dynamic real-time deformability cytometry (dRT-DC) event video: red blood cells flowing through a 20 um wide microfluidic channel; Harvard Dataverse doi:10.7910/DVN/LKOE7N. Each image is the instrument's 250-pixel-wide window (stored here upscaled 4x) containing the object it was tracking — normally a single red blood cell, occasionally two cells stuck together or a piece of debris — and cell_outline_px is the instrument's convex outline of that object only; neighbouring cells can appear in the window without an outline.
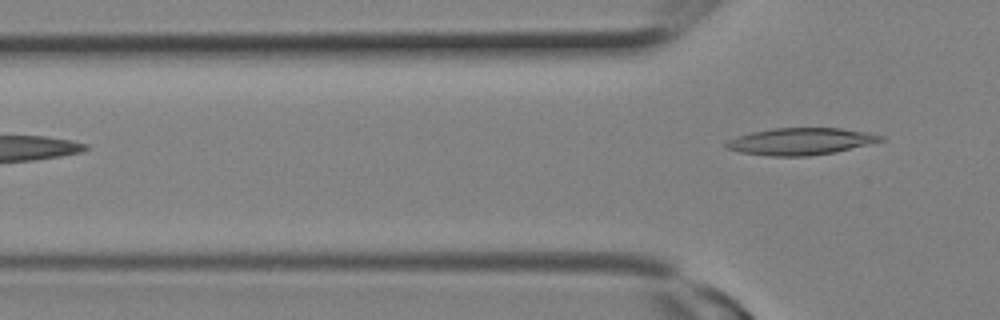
{"species": "Egyptian fruit bat (a non-hibernating species)", "species_latin": "Rousettus aegyptiacus", "temperature_condition": "room temperature", "stored_images_in_passage": 4, "segment_of_instrument_passage": [2, 2], "camera_frame_rate_fps": 3000, "um_per_image_px": 0.085, "animal": {"sex": "female"}, "frame": {"image": 1, "passage_image": 4, "time_ms": 1.0, "image_size_px": [1000, 320], "cell_outline_px": [[884, 140], [872, 144], [836, 152], [808, 156], [772, 156], [740, 152], [724, 148], [724, 144], [728, 140], [752, 132], [772, 128], [840, 128], [872, 132], [884, 136]], "centroid_in_image_um": [68.12, 12.02], "position_along_channel_um": 57.7, "area_um2": 24.45}}